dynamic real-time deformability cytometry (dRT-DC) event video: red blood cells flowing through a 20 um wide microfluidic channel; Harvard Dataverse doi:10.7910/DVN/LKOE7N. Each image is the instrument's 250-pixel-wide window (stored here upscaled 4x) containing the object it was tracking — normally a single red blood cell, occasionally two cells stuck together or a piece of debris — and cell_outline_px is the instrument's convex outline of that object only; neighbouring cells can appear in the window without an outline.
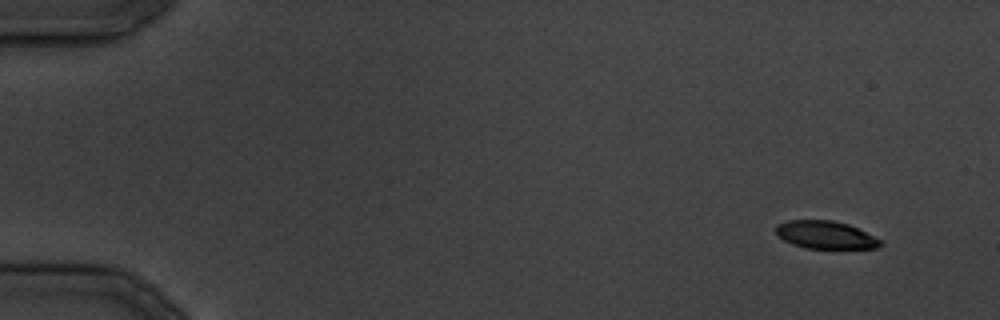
{"species": "common noctule bat (a hibernating species)", "species_latin": "Nyctalus noctula", "temperature_condition": "cold", "stored_images_in_passage": 33, "camera_frame_rate_fps": 3000, "um_per_image_px": 0.085, "animal": {"sex": "male", "body_mass_g": 19.5, "forearm_length_mm": 54.6}, "frame": {"image": 1, "passage_image": 1, "time_ms": 0.0, "image_size_px": [1000, 320], "cell_outline_px": [[884, 244], [880, 248], [804, 248], [792, 244], [784, 240], [776, 232], [776, 224], [788, 220], [832, 220], [848, 224], [884, 240]], "centroid_in_image_um": [70.22, 19.97], "position_along_channel_um": 14.8, "area_um2": 17.05}}
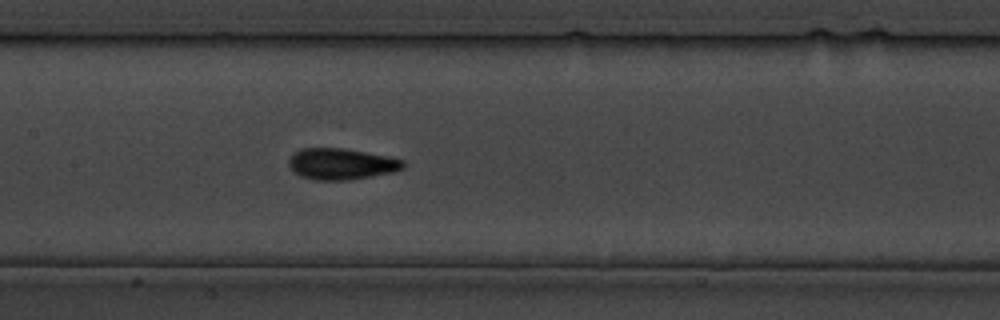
{"frame": {"image": 2, "passage_image": 16, "time_ms": 18.333, "image_size_px": [1000, 320], "cell_outline_px": [[404, 168], [392, 172], [348, 180], [312, 180], [300, 176], [292, 172], [288, 168], [288, 160], [292, 152], [300, 148], [344, 148], [392, 156], [404, 160]], "centroid_in_image_um": [28.96, 13.92], "position_along_channel_um": 178.4, "area_um2": 21.27}}
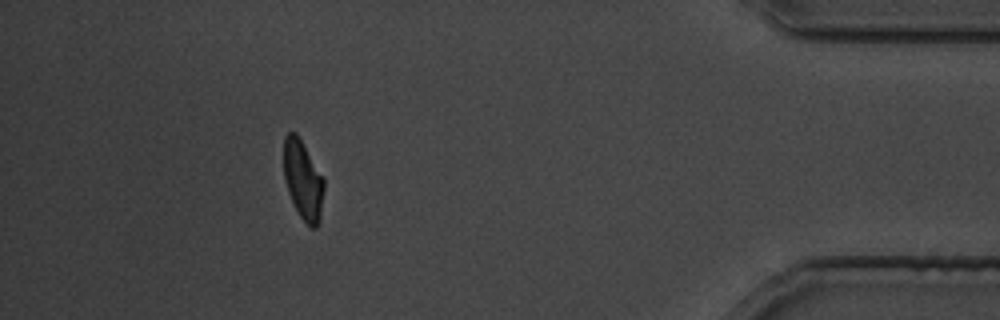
{"frame": {"image": 3, "passage_image": 30, "time_ms": 36.0, "image_size_px": [1000, 320], "cell_outline_px": [[324, 188], [320, 220], [316, 228], [312, 228], [300, 216], [288, 192], [284, 180], [284, 136], [288, 132], [296, 132], [324, 176]], "centroid_in_image_um": [25.77, 15.27], "position_along_channel_um": 409.4, "area_um2": 18.61}}